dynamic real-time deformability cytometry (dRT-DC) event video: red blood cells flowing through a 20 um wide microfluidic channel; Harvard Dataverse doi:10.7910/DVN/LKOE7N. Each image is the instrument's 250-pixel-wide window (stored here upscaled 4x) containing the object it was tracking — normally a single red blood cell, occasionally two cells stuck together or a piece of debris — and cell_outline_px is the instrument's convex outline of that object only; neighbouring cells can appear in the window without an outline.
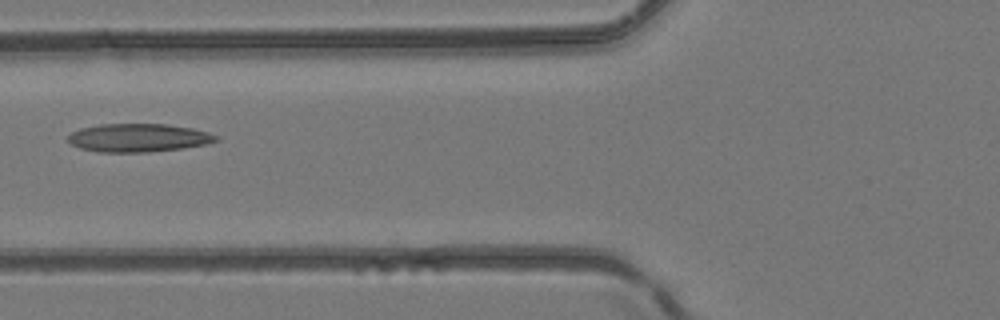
{"species": "common noctule bat (a hibernating species)", "species_latin": "Nyctalus noctula", "temperature_condition": "room temperature", "stored_images_in_passage": 6, "camera_frame_rate_fps": 3000, "um_per_image_px": 0.085, "animal": {"sex": "female", "body_mass_g": 24.6, "forearm_length_mm": 56.2}, "frame": {"image": 1, "passage_image": 6, "time_ms": 1.667, "image_size_px": [1000, 320], "cell_outline_px": [[220, 140], [204, 144], [184, 148], [148, 152], [100, 152], [80, 148], [72, 144], [68, 140], [68, 136], [72, 132], [80, 128], [100, 124], [168, 124], [192, 128], [208, 132], [220, 136]], "centroid_in_image_um": [11.79, 11.71], "position_along_channel_um": 114.0, "area_um2": 24.45}}